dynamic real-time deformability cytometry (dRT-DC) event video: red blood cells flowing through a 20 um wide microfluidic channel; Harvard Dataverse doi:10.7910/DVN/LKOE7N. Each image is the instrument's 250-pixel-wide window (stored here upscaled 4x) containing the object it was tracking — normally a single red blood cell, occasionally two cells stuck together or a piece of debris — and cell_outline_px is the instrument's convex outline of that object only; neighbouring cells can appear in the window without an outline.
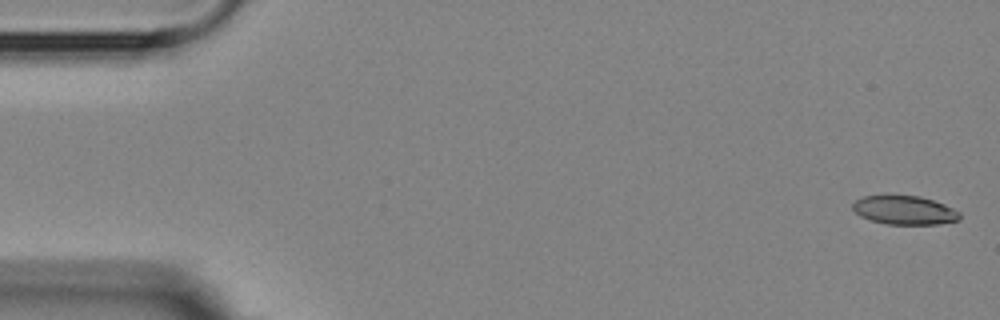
{"species": "Egyptian fruit bat (a non-hibernating species)", "species_latin": "Rousettus aegyptiacus", "temperature_condition": "room temperature", "stored_images_in_passage": 10, "camera_frame_rate_fps": 3000, "um_per_image_px": 0.085, "animal": {"sex": "female"}, "frame": {"image": 1, "passage_image": 1, "time_ms": 0.0, "image_size_px": [1000, 320], "cell_outline_px": [[960, 220], [940, 224], [888, 224], [872, 220], [860, 216], [852, 208], [852, 204], [856, 200], [864, 196], [888, 192], [920, 196], [944, 204], [960, 212]], "centroid_in_image_um": [76.85, 17.81], "position_along_channel_um": 8.1, "area_um2": 18.55}}
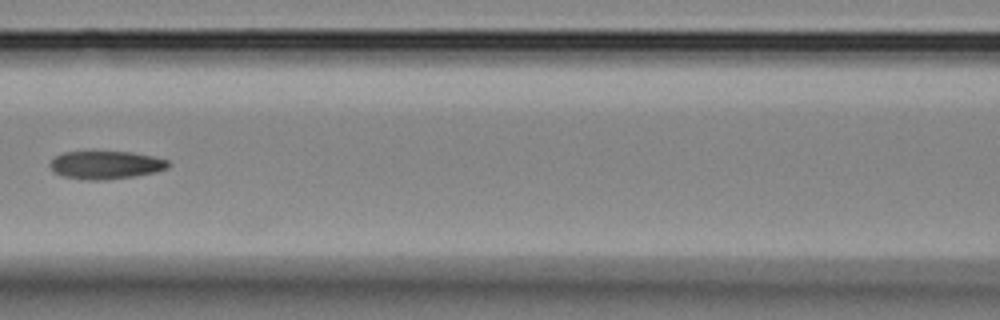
{"frame": {"image": 2, "passage_image": 7, "time_ms": 7.667, "image_size_px": [1000, 320], "cell_outline_px": [[168, 168], [156, 172], [132, 176], [100, 180], [88, 180], [64, 176], [56, 172], [48, 164], [56, 156], [64, 152], [92, 148], [132, 152], [152, 156], [168, 160]], "centroid_in_image_um": [8.96, 13.95], "position_along_channel_um": 157.6, "area_um2": 19.94}}
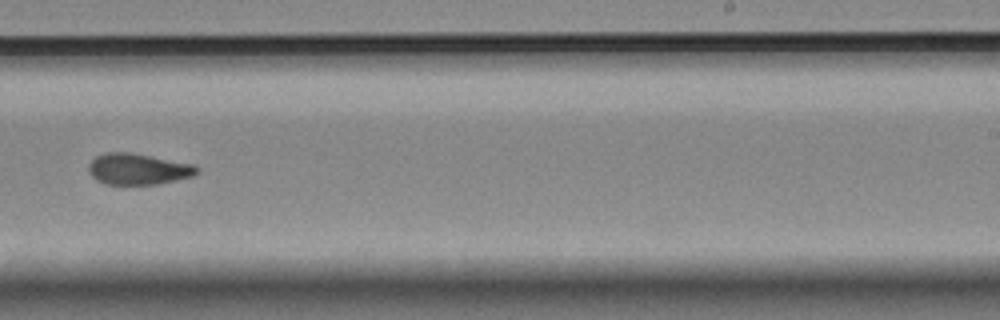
{"frame": {"image": 3, "passage_image": 10, "time_ms": 11.0, "image_size_px": [1000, 320], "cell_outline_px": [[200, 172], [192, 176], [176, 180], [156, 184], [104, 184], [96, 180], [88, 172], [88, 164], [96, 156], [104, 152], [128, 152], [192, 164], [200, 168]], "centroid_in_image_um": [11.71, 14.37], "position_along_channel_um": 277.3, "area_um2": 19.59}}